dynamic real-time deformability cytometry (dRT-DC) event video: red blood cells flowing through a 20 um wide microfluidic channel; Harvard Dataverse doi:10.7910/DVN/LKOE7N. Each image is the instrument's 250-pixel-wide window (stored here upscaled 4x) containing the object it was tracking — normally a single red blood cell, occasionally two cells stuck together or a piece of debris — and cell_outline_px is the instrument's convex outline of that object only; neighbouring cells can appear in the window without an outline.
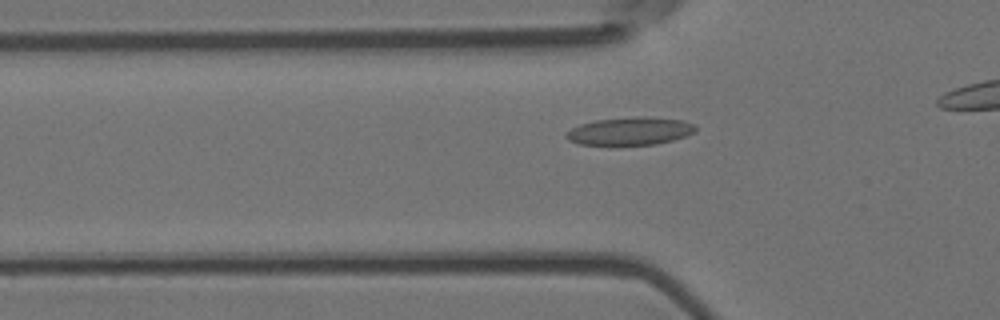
{"species": "Egyptian fruit bat (a non-hibernating species)", "species_latin": "Rousettus aegyptiacus", "temperature_condition": "room temperature", "stored_images_in_passage": 40, "camera_frame_rate_fps": 3000, "um_per_image_px": 0.085, "animal": {"sex": "female"}, "frame": {"image": 1, "passage_image": 13, "time_ms": 4.0, "image_size_px": [1000, 320], "cell_outline_px": [[696, 132], [672, 140], [656, 144], [616, 148], [580, 144], [568, 140], [564, 136], [564, 132], [580, 124], [596, 120], [636, 116], [644, 116], [684, 120], [696, 124]], "centroid_in_image_um": [53.51, 11.18], "position_along_channel_um": 72.3, "area_um2": 22.08}}
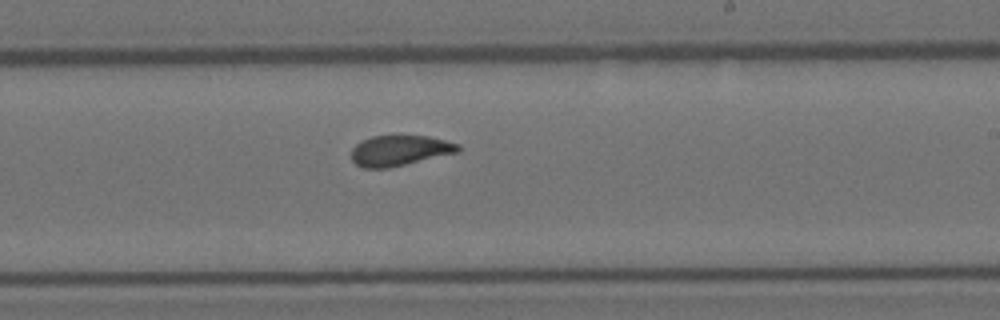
{"frame": {"image": 2, "passage_image": 28, "time_ms": 9.0, "image_size_px": [1000, 320], "cell_outline_px": [[460, 152], [388, 168], [364, 168], [356, 164], [352, 160], [352, 148], [360, 140], [372, 136], [400, 132], [428, 136], [460, 144]], "centroid_in_image_um": [33.97, 12.74], "position_along_channel_um": 255.0, "area_um2": 19.77}}
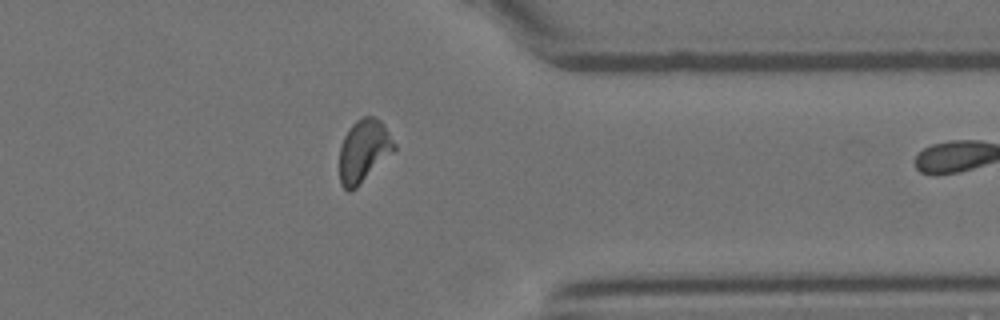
{"frame": {"image": 3, "passage_image": 39, "time_ms": 12.667, "image_size_px": [1000, 320], "cell_outline_px": [[396, 148], [356, 188], [348, 192], [340, 184], [340, 148], [344, 136], [348, 128], [356, 120], [364, 116], [372, 116], [380, 120], [396, 144]], "centroid_in_image_um": [30.89, 12.81], "position_along_channel_um": 380.5, "area_um2": 19.71}}